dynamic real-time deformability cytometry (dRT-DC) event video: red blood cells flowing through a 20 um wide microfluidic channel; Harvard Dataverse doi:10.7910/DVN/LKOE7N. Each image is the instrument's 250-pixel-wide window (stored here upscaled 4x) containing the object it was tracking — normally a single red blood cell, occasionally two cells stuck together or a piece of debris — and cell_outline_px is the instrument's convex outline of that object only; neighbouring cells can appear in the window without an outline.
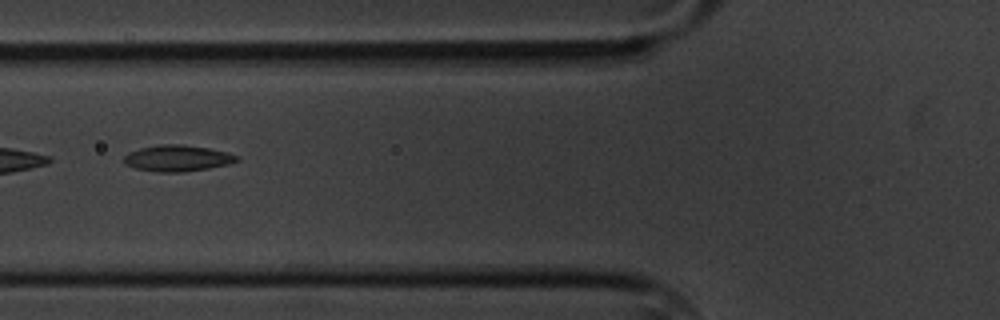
{"species": "common noctule bat (a hibernating species)", "species_latin": "Nyctalus noctula", "temperature_condition": "cold", "stored_images_in_passage": 9, "camera_frame_rate_fps": 3000, "um_per_image_px": 0.085, "animal": {"sex": "male", "body_mass_g": 20.1, "forearm_length_mm": 53.5}, "frame": {"image": 1, "passage_image": 2, "time_ms": 1.333, "image_size_px": [1000, 320], "cell_outline_px": [[240, 160], [232, 164], [184, 172], [156, 172], [136, 168], [124, 164], [124, 156], [128, 152], [140, 148], [160, 144], [184, 144], [208, 148], [240, 156]], "centroid_in_image_um": [15.09, 13.45], "position_along_channel_um": 110.7, "area_um2": 17.4}}
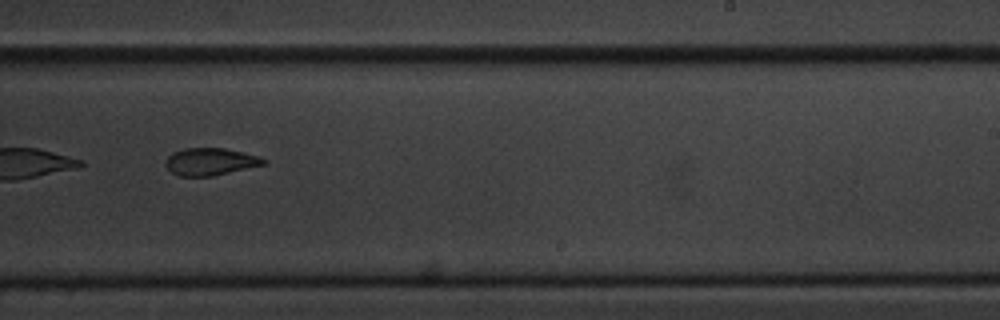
{"frame": {"image": 2, "passage_image": 6, "time_ms": 6.0, "image_size_px": [1000, 320], "cell_outline_px": [[268, 160], [264, 164], [212, 176], [180, 176], [172, 172], [164, 164], [168, 156], [172, 152], [184, 148], [224, 148], [260, 156]], "centroid_in_image_um": [17.86, 13.73], "position_along_channel_um": 271.1, "area_um2": 15.49}}
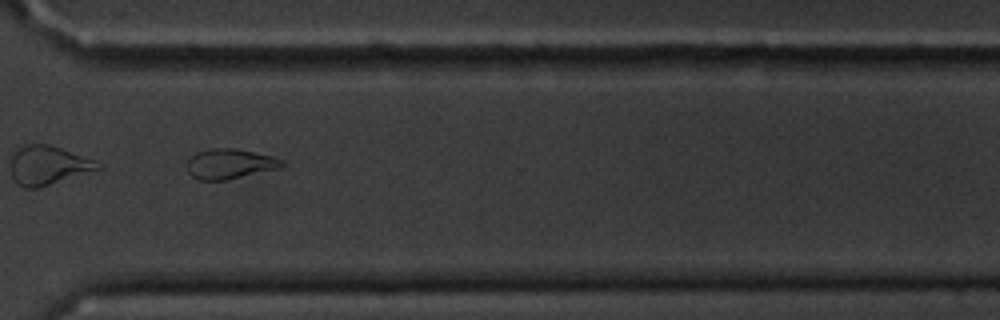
{"frame": {"image": 3, "passage_image": 8, "time_ms": 8.333, "image_size_px": [1000, 320], "cell_outline_px": [[284, 164], [276, 168], [228, 180], [200, 180], [192, 176], [188, 172], [188, 156], [196, 152], [208, 148], [236, 148], [272, 156], [284, 160]], "centroid_in_image_um": [19.48, 13.91], "position_along_channel_um": 351.1, "area_um2": 16.59}}